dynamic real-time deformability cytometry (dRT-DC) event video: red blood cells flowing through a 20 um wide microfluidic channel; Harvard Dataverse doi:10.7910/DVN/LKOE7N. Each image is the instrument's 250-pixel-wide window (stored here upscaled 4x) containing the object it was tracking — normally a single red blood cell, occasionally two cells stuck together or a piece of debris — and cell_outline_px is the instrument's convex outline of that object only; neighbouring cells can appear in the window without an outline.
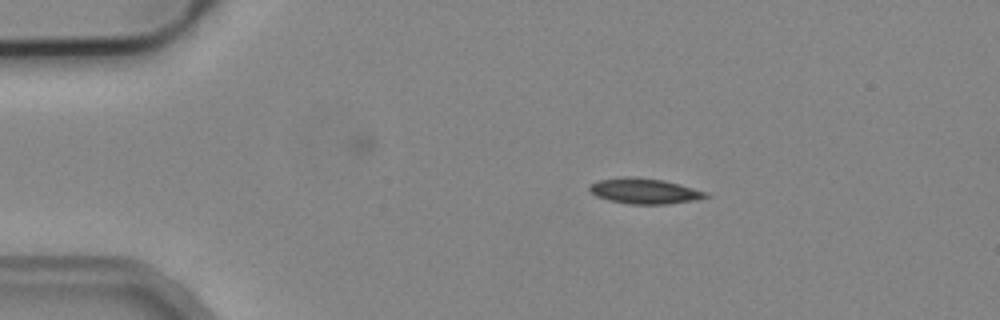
{"species": "common noctule bat (a hibernating species)", "species_latin": "Nyctalus noctula", "temperature_condition": "cold", "stored_images_in_passage": 4, "segment_of_instrument_passage": [1, 2], "camera_frame_rate_fps": 3000, "um_per_image_px": 0.085, "animal": {"sex": "male", "body_mass_g": 19.2, "forearm_length_mm": 51.8}, "frame": {"image": 1, "passage_image": 1, "time_ms": 0.0, "image_size_px": [1000, 320], "cell_outline_px": [[712, 196], [696, 200], [668, 204], [628, 204], [608, 200], [596, 196], [588, 192], [588, 184], [596, 180], [624, 176], [632, 176], [664, 180], [680, 184], [708, 192]], "centroid_in_image_um": [54.75, 16.23], "position_along_channel_um": 30.3, "area_um2": 17.74}}